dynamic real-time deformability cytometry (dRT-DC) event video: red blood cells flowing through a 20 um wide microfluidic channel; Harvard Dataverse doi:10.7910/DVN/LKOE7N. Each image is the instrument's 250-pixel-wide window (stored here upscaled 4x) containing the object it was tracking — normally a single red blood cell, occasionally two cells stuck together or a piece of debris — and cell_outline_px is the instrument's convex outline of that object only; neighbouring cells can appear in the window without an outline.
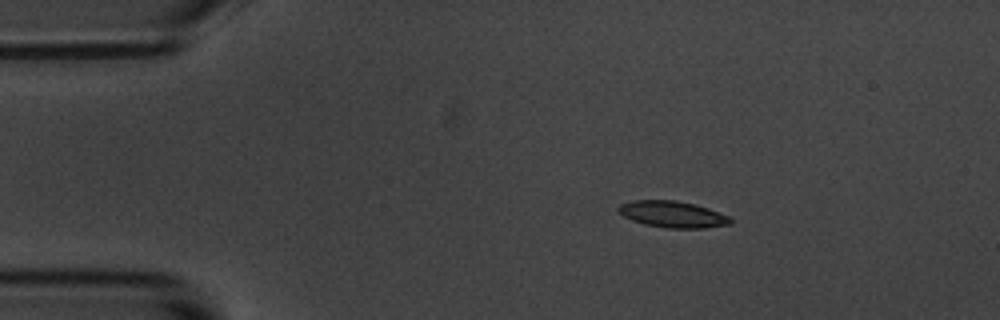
{"species": "common noctule bat (a hibernating species)", "species_latin": "Nyctalus noctula", "temperature_condition": "room temperature", "stored_images_in_passage": 5, "camera_frame_rate_fps": 3000, "um_per_image_px": 0.085, "animal": {"sex": "male", "body_mass_g": 20.1, "forearm_length_mm": 53.5}, "frame": {"image": 1, "passage_image": 3, "time_ms": 2.333, "image_size_px": [1000, 320], "cell_outline_px": [[732, 224], [704, 228], [668, 228], [644, 224], [632, 220], [624, 216], [616, 208], [620, 204], [632, 200], [676, 200], [696, 204], [732, 216]], "centroid_in_image_um": [57.21, 18.21], "position_along_channel_um": 27.8, "area_um2": 17.46}}
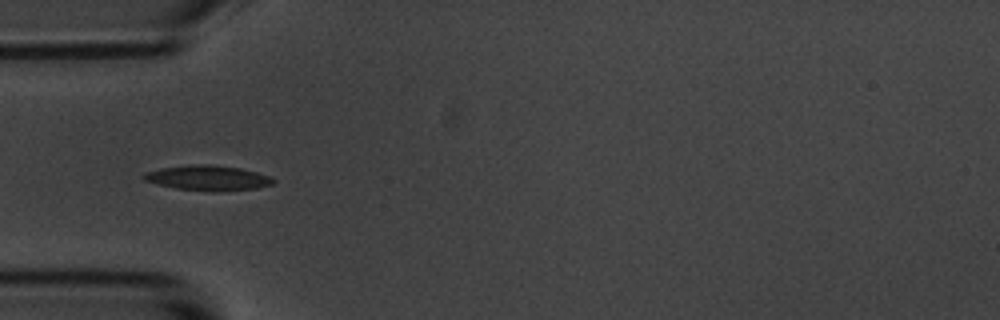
{"frame": {"image": 2, "passage_image": 5, "time_ms": 5.0, "image_size_px": [1000, 320], "cell_outline_px": [[276, 180], [272, 184], [256, 188], [216, 192], [176, 188], [156, 184], [144, 180], [140, 176], [144, 172], [160, 168], [196, 164], [212, 164], [240, 168], [256, 172], [268, 176]], "centroid_in_image_um": [17.62, 15.12], "position_along_channel_um": 67.4, "area_um2": 18.96}}